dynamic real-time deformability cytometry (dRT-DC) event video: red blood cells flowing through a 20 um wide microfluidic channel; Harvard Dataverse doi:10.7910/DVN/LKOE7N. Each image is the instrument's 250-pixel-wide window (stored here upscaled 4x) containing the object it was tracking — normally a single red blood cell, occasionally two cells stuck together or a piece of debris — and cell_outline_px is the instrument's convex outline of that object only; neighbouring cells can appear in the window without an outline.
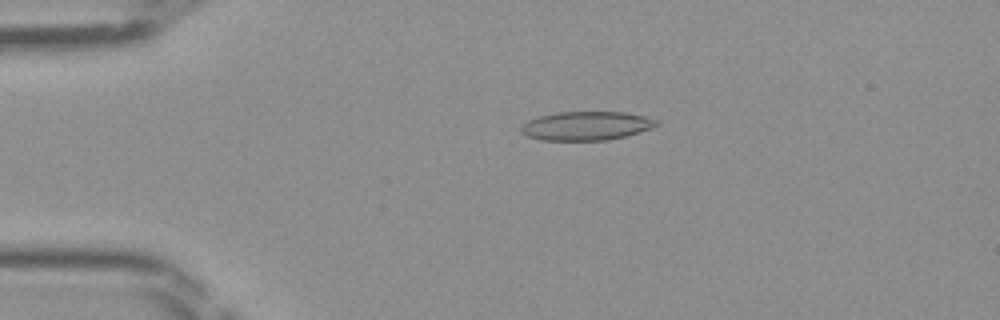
{"species": "Egyptian fruit bat (a non-hibernating species)", "species_latin": "Rousettus aegyptiacus", "temperature_condition": "room temperature", "stored_images_in_passage": 42, "camera_frame_rate_fps": 3000, "um_per_image_px": 0.085, "frame": {"image": 1, "passage_image": 6, "time_ms": 1.667, "image_size_px": [1000, 320], "cell_outline_px": [[660, 124], [652, 128], [640, 132], [608, 140], [540, 140], [528, 136], [520, 132], [520, 128], [528, 120], [540, 116], [556, 112], [624, 112], [644, 116], [660, 120]], "centroid_in_image_um": [49.86, 10.69], "position_along_channel_um": 35.1, "area_um2": 22.77}}
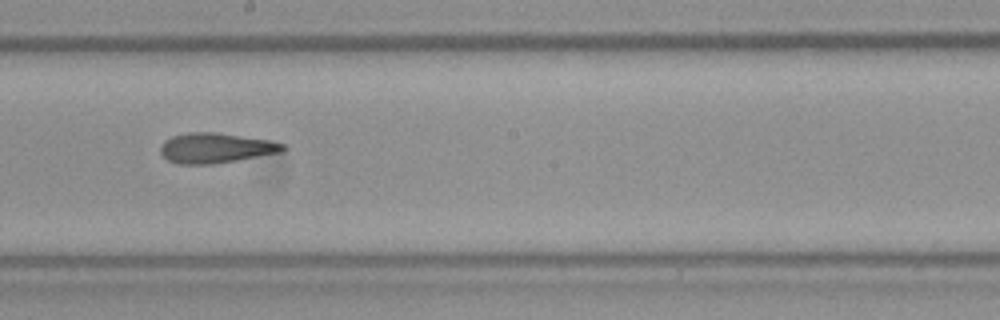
{"frame": {"image": 2, "passage_image": 22, "time_ms": 7.0, "image_size_px": [1000, 320], "cell_outline_px": [[288, 148], [284, 152], [212, 164], [176, 164], [168, 160], [160, 152], [160, 148], [164, 140], [172, 136], [188, 132], [216, 132], [268, 140], [284, 144]], "centroid_in_image_um": [18.34, 12.58], "position_along_channel_um": 229.9, "area_um2": 21.5}}
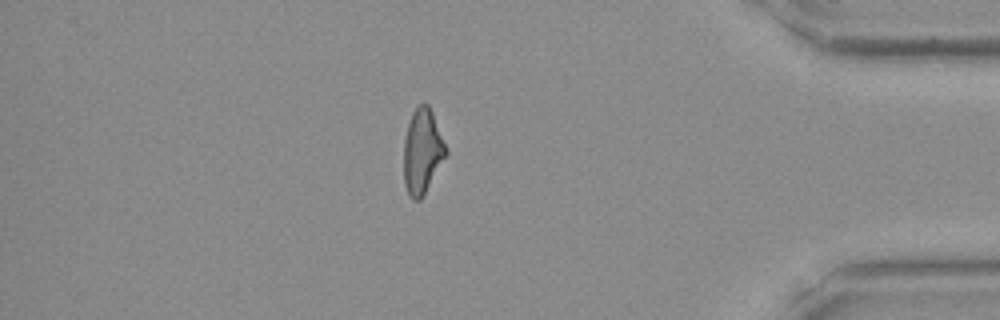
{"frame": {"image": 3, "passage_image": 36, "time_ms": 11.667, "image_size_px": [1000, 320], "cell_outline_px": [[448, 152], [420, 200], [412, 200], [408, 196], [404, 184], [404, 140], [408, 124], [412, 112], [420, 104], [428, 104], [432, 112]], "centroid_in_image_um": [35.87, 12.88], "position_along_channel_um": 399.3, "area_um2": 20.52}}